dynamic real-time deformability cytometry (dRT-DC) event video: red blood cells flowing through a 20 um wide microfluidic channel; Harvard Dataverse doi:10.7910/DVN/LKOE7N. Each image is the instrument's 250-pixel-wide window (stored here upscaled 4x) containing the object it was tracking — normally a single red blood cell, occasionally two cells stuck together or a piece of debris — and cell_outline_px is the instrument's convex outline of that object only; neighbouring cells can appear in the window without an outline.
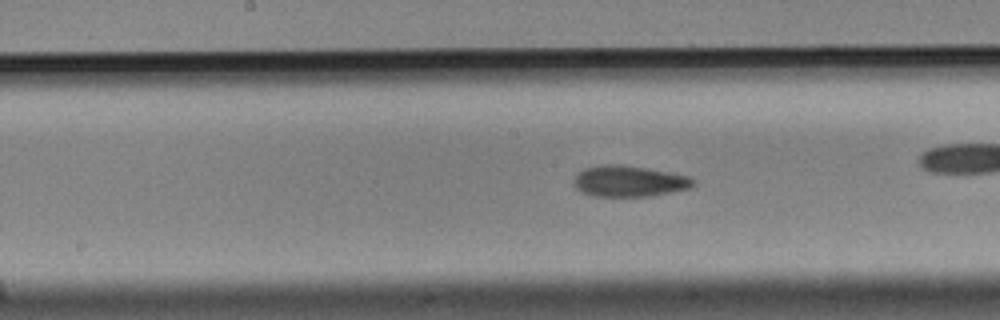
{"species": "Egyptian fruit bat (a non-hibernating species)", "species_latin": "Rousettus aegyptiacus", "temperature_condition": "cold", "stored_images_in_passage": 41, "camera_frame_rate_fps": 3000, "um_per_image_px": 0.085, "animal": {"sex": "male"}, "frame": {"image": 1, "passage_image": 12, "time_ms": 3.667, "image_size_px": [1000, 320], "cell_outline_px": [[696, 184], [692, 188], [652, 196], [596, 196], [584, 192], [576, 188], [572, 184], [576, 172], [584, 168], [600, 164], [620, 164], [644, 168], [688, 176], [696, 180]], "centroid_in_image_um": [53.46, 15.4], "position_along_channel_um": 194.7, "area_um2": 21.73}, "authors_computed_cell_mechanics": {"area_um2": 21.2704, "velocity_mm_per_s": 3.5192, "shape_relaxation_time_tau1_ms": 8.8616, "shape_relaxation_time_tau2_ms": 4.3765, "deformation_change_tau1": 0.1679, "deformation_change_tau2": 0.1017}}